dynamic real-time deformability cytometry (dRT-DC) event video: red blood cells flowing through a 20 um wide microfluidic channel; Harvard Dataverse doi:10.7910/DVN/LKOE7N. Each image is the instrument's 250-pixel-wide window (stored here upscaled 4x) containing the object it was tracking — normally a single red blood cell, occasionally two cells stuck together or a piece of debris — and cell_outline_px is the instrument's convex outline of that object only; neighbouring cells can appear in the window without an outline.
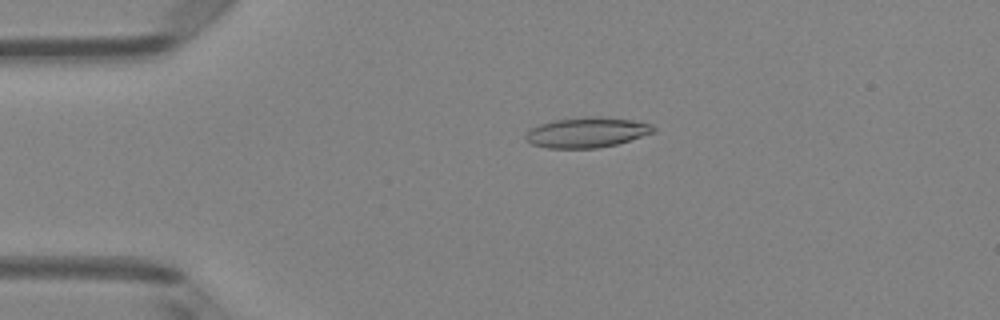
{"species": "Egyptian fruit bat (a non-hibernating species)", "species_latin": "Rousettus aegyptiacus", "temperature_condition": "room temperature", "stored_images_in_passage": 50, "camera_frame_rate_fps": 3000, "um_per_image_px": 0.085, "animal": {"sex": "female"}, "frame": {"image": 1, "passage_image": 11, "time_ms": 3.333, "image_size_px": [1000, 320], "cell_outline_px": [[656, 132], [616, 144], [596, 148], [548, 148], [532, 144], [524, 136], [532, 128], [540, 124], [556, 120], [592, 116], [600, 116], [632, 120], [652, 124], [656, 128]], "centroid_in_image_um": [49.93, 11.25], "position_along_channel_um": 35.1, "area_um2": 22.31}}
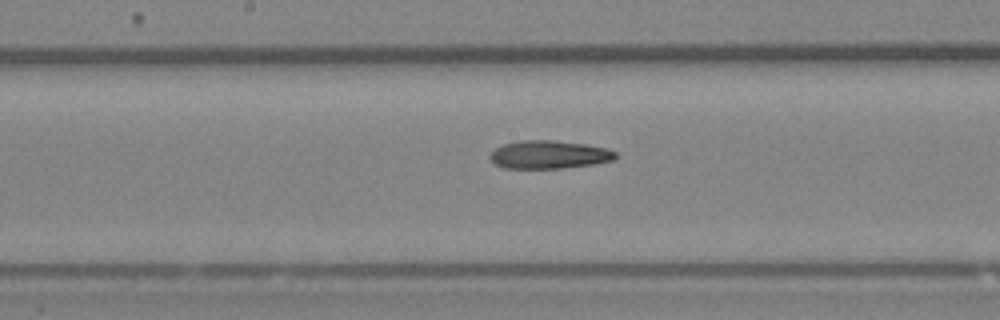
{"frame": {"image": 2, "passage_image": 26, "time_ms": 8.333, "image_size_px": [1000, 320], "cell_outline_px": [[616, 156], [612, 160], [596, 164], [564, 168], [504, 168], [492, 164], [488, 156], [496, 148], [504, 144], [520, 140], [552, 140], [584, 144], [608, 148], [616, 152]], "centroid_in_image_um": [46.64, 13.15], "position_along_channel_um": 201.6, "area_um2": 20.69}}
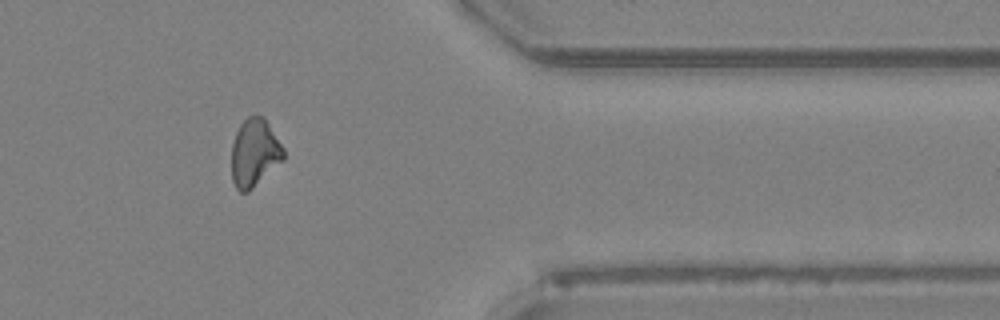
{"frame": {"image": 3, "passage_image": 41, "time_ms": 13.333, "image_size_px": [1000, 320], "cell_outline_px": [[284, 160], [248, 192], [240, 192], [236, 188], [232, 180], [232, 144], [236, 132], [240, 124], [248, 116], [264, 116], [284, 148]], "centroid_in_image_um": [21.64, 12.99], "position_along_channel_um": 389.8, "area_um2": 20.58}, "authors_computed_cell_mechanics": {"area_um2": 21.0681, "velocity_mm_per_s": 4.1342, "shape_relaxation_time_tau1_ms": null, "shape_relaxation_time_tau2_ms": 7.9401, "deformation_change_tau1": null, "deformation_change_tau2": 0.2157}}